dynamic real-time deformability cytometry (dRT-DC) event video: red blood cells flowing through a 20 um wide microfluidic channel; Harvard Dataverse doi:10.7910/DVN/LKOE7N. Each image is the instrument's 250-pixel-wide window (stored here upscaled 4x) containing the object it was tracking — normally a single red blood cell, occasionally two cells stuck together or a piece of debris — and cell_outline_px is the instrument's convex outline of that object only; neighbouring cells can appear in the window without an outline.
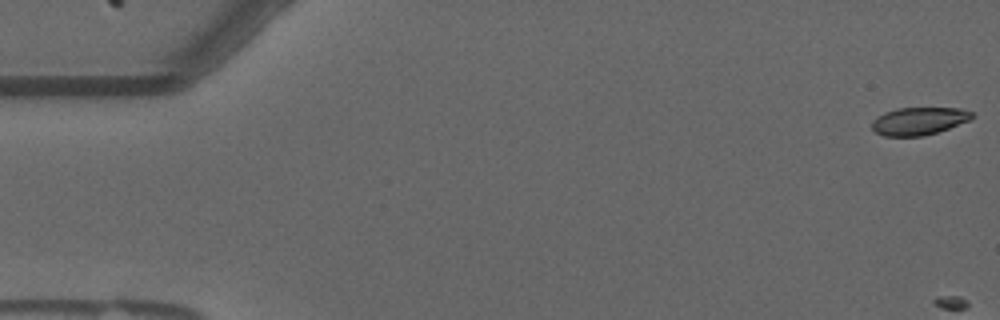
{"species": "common noctule bat (a hibernating species)", "species_latin": "Nyctalus noctula", "temperature_condition": "warm", "stored_images_in_passage": 12, "camera_frame_rate_fps": 3000, "um_per_image_px": 0.085, "animal": {"sex": "male", "forearm_length_mm": 52.5}, "frame": {"image": 1, "passage_image": 1, "time_ms": 0.0, "image_size_px": [1000, 320], "cell_outline_px": [[972, 116], [968, 120], [948, 128], [924, 136], [884, 136], [876, 132], [872, 128], [872, 120], [876, 116], [884, 112], [896, 108], [960, 108], [972, 112]], "centroid_in_image_um": [78.04, 10.28], "position_along_channel_um": 7.0, "area_um2": 16.01}}